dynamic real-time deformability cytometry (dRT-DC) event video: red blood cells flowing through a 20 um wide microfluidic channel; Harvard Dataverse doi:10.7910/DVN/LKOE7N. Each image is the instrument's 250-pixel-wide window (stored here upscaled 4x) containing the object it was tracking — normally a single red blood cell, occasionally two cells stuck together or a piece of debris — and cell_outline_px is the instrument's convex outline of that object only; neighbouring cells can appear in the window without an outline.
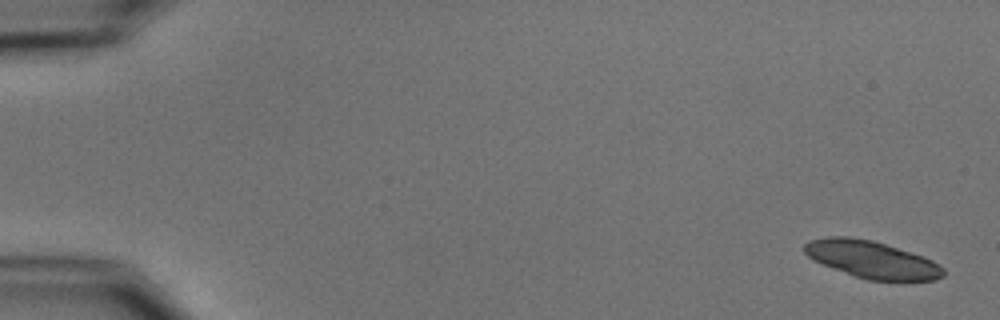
{"species": "common noctule bat (a hibernating species)", "species_latin": "Nyctalus noctula", "temperature_condition": "cold", "stored_images_in_passage": 3, "camera_frame_rate_fps": 3000, "um_per_image_px": 0.085, "animal": {"sex": "male", "body_mass_g": 15.6}, "frame": {"image": 1, "passage_image": 1, "time_ms": 0.0, "image_size_px": [1000, 320], "cell_outline_px": [[944, 276], [936, 280], [868, 280], [856, 276], [812, 260], [804, 252], [804, 244], [808, 240], [824, 236], [848, 236], [872, 240], [924, 256], [932, 260], [944, 268]], "centroid_in_image_um": [74.09, 22.04], "position_along_channel_um": 10.9, "area_um2": 30.06}}